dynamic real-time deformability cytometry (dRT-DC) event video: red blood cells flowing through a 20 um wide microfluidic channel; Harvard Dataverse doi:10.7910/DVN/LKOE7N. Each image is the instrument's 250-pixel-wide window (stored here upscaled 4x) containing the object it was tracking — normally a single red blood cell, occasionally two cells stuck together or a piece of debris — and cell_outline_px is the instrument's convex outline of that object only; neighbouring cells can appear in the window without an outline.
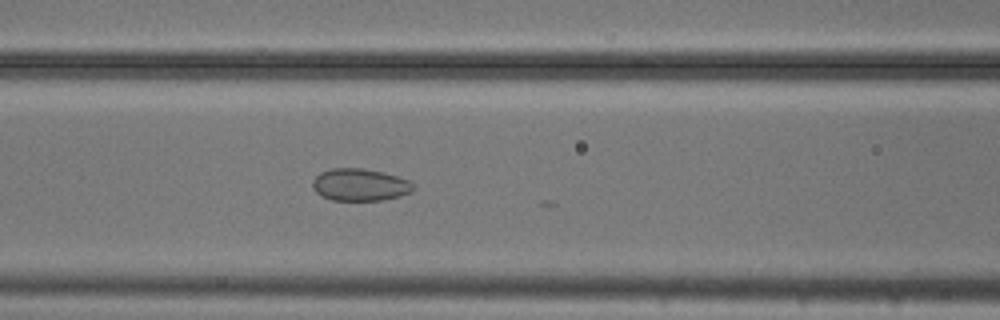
{"species": "common noctule bat (a hibernating species)", "species_latin": "Nyctalus noctula", "temperature_condition": "cold", "stored_images_in_passage": 32, "camera_frame_rate_fps": 3000, "um_per_image_px": 0.085, "animal": {"sex": "male", "body_mass_g": 20.5, "forearm_length_mm": 52.5}, "frame": {"image": 1, "passage_image": 21, "time_ms": 6.667, "image_size_px": [1000, 320], "cell_outline_px": [[412, 188], [408, 192], [400, 196], [380, 200], [332, 200], [320, 196], [312, 188], [312, 180], [320, 172], [332, 168], [364, 168], [384, 172], [408, 180], [412, 184]], "centroid_in_image_um": [30.52, 15.69], "position_along_channel_um": 136.1, "area_um2": 18.84}}
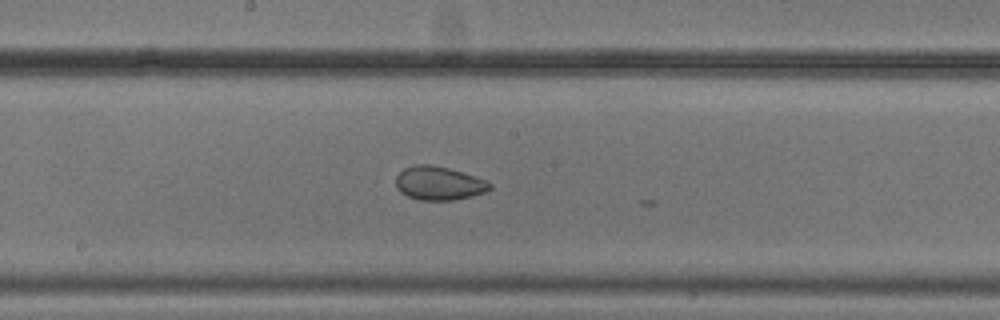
{"frame": {"image": 2, "passage_image": 27, "time_ms": 8.667, "image_size_px": [1000, 320], "cell_outline_px": [[492, 188], [484, 192], [452, 200], [420, 200], [408, 196], [400, 192], [396, 188], [396, 176], [404, 168], [416, 164], [432, 164], [448, 168], [488, 180], [492, 184]], "centroid_in_image_um": [37.29, 15.56], "position_along_channel_um": 210.9, "area_um2": 18.38}}
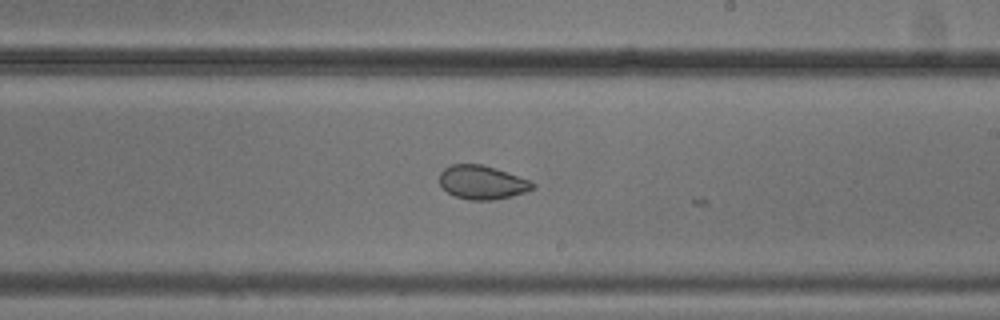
{"frame": {"image": 3, "passage_image": 30, "time_ms": 9.667, "image_size_px": [1000, 320], "cell_outline_px": [[536, 188], [512, 196], [492, 200], [472, 200], [456, 196], [448, 192], [440, 184], [440, 172], [444, 168], [452, 164], [480, 164], [496, 168], [528, 180], [536, 184]], "centroid_in_image_um": [40.99, 15.5], "position_along_channel_um": 248.0, "area_um2": 18.15}}